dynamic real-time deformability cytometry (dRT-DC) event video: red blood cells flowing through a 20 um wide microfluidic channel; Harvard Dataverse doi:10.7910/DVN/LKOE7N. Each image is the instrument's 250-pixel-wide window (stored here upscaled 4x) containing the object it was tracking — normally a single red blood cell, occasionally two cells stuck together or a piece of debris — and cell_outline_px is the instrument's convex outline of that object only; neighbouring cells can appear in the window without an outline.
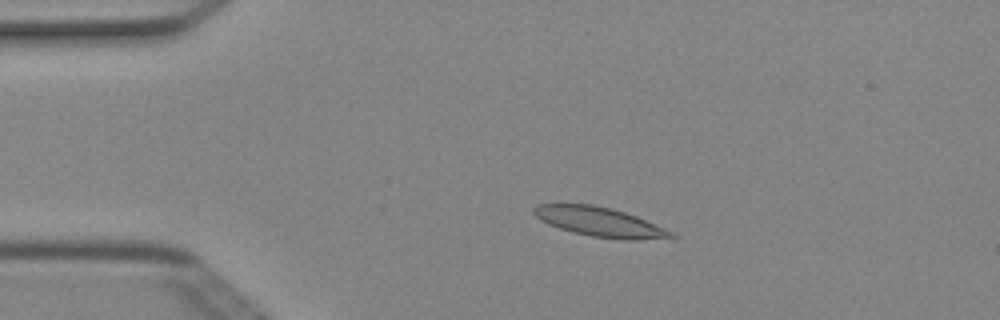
{"species": "Egyptian fruit bat (a non-hibernating species)", "species_latin": "Rousettus aegyptiacus", "temperature_condition": "cold", "stored_images_in_passage": 4, "camera_frame_rate_fps": 3000, "um_per_image_px": 0.085, "animal": {"sex": "female"}, "frame": {"image": 1, "passage_image": 3, "time_ms": 0.667, "image_size_px": [1000, 320], "cell_outline_px": [[680, 236], [640, 240], [624, 240], [592, 236], [572, 232], [548, 224], [540, 220], [532, 212], [532, 208], [536, 204], [592, 204], [612, 208], [636, 216], [672, 232]], "centroid_in_image_um": [50.94, 18.86], "position_along_channel_um": 34.1, "area_um2": 23.41}}